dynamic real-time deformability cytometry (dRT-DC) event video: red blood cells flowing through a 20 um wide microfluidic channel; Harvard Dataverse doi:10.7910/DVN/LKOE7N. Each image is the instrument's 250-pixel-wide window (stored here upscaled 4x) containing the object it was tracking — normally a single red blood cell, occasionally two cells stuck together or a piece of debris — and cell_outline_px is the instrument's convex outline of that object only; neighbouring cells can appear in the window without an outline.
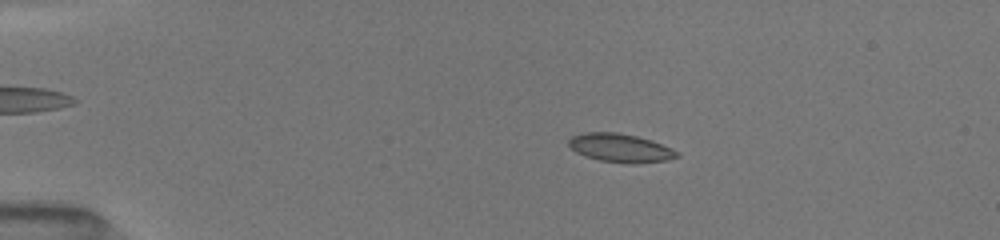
{"species": "common noctule bat (a hibernating species)", "species_latin": "Nyctalus noctula", "temperature_condition": "room temperature", "stored_images_in_passage": 46, "camera_frame_rate_fps": 3000, "um_per_image_px": 0.085, "animal": {"sex": "female", "body_mass_g": 19.5, "forearm_length_mm": 54.1}, "frame": {"image": 1, "passage_image": 10, "time_ms": 3.0, "image_size_px": [1000, 240], "cell_outline_px": [[680, 156], [668, 160], [600, 160], [584, 156], [576, 152], [568, 144], [568, 140], [572, 136], [584, 132], [616, 132], [636, 136], [652, 140], [672, 148], [680, 152]], "centroid_in_image_um": [52.69, 12.51], "position_along_channel_um": 32.3, "area_um2": 17.11}}
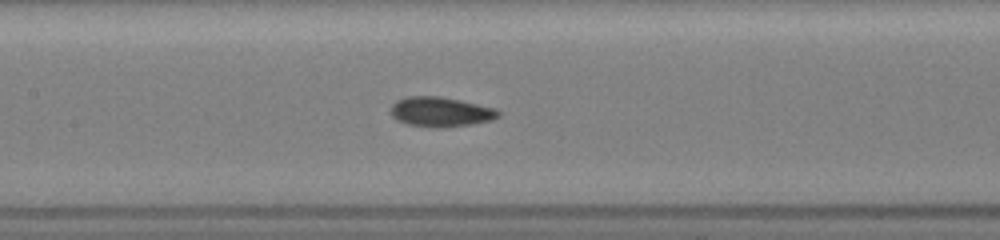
{"frame": {"image": 2, "passage_image": 25, "time_ms": 8.0, "image_size_px": [1000, 240], "cell_outline_px": [[500, 116], [492, 120], [468, 124], [440, 128], [432, 128], [408, 124], [396, 120], [392, 116], [392, 104], [396, 100], [408, 96], [440, 96], [460, 100], [496, 108], [500, 112]], "centroid_in_image_um": [37.45, 9.5], "position_along_channel_um": 170.0, "area_um2": 18.67}}
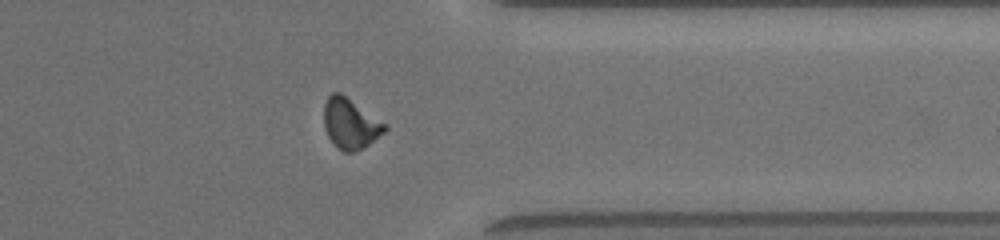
{"frame": {"image": 3, "passage_image": 41, "time_ms": 13.333, "image_size_px": [1000, 240], "cell_outline_px": [[388, 128], [384, 132], [368, 144], [352, 152], [344, 152], [336, 148], [328, 136], [324, 128], [324, 104], [328, 96], [332, 92], [340, 92], [388, 124]], "centroid_in_image_um": [29.77, 10.49], "position_along_channel_um": 381.6, "area_um2": 17.92}, "authors_computed_cell_mechanics": {"area_um2": 17.8313, "velocity_mm_per_s": 4.0573, "shape_relaxation_time_tau1_ms": 4.6916, "shape_relaxation_time_tau2_ms": 1.7403, "deformation_change_tau1": 0.1025, "deformation_change_tau2": 0.0518}}